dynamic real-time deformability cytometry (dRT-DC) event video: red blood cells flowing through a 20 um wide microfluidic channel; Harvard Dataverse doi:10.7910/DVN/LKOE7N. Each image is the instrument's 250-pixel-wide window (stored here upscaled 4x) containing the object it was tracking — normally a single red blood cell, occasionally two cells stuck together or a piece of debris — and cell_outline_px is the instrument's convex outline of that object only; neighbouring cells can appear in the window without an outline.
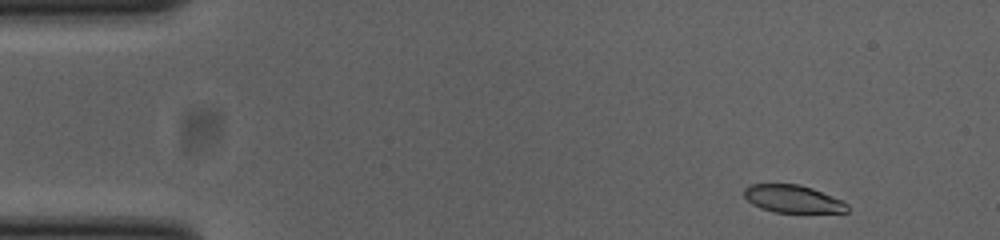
{"species": "common noctule bat (a hibernating species)", "species_latin": "Nyctalus noctula", "temperature_condition": "cold", "stored_images_in_passage": 49, "camera_frame_rate_fps": 3000, "um_per_image_px": 0.085, "animal": {"sex": "female", "body_mass_g": 23.0, "forearm_length_mm": 53.4}, "frame": {"image": 1, "passage_image": 2, "time_ms": 0.333, "image_size_px": [1000, 240], "cell_outline_px": [[848, 212], [772, 212], [760, 208], [752, 204], [744, 196], [744, 188], [748, 184], [800, 184], [812, 188], [844, 200], [848, 204]], "centroid_in_image_um": [67.39, 16.9], "position_along_channel_um": 17.6, "area_um2": 16.76}}
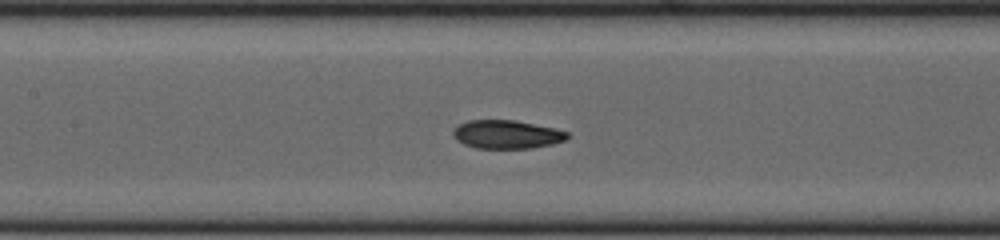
{"frame": {"image": 2, "passage_image": 21, "time_ms": 6.667, "image_size_px": [1000, 240], "cell_outline_px": [[568, 140], [552, 144], [532, 148], [476, 148], [464, 144], [456, 140], [452, 132], [460, 124], [468, 120], [516, 120], [552, 128], [568, 132]], "centroid_in_image_um": [43.08, 11.43], "position_along_channel_um": 164.3, "area_um2": 18.84}}
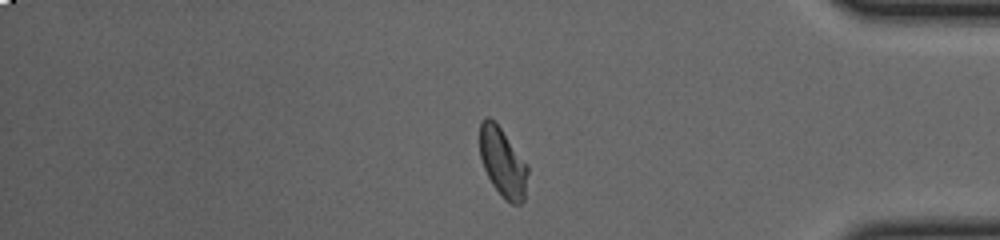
{"frame": {"image": 3, "passage_image": 41, "time_ms": 13.333, "image_size_px": [1000, 240], "cell_outline_px": [[528, 172], [524, 200], [520, 204], [512, 204], [504, 200], [492, 184], [484, 168], [480, 156], [480, 120], [484, 116], [488, 116], [500, 128], [528, 164]], "centroid_in_image_um": [42.73, 13.82], "position_along_channel_um": 392.5, "area_um2": 19.31}, "authors_computed_cell_mechanics": {"area_um2": 19.3052, "velocity_mm_per_s": 3.8515, "shape_relaxation_time_tau1_ms": 9.7309, "shape_relaxation_time_tau2_ms": 2.6868, "deformation_change_tau1": 0.237, "deformation_change_tau2": 0.0743}}